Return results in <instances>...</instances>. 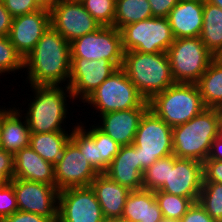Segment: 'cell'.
Segmentation results:
<instances>
[{"mask_svg":"<svg viewBox=\"0 0 222 222\" xmlns=\"http://www.w3.org/2000/svg\"><path fill=\"white\" fill-rule=\"evenodd\" d=\"M29 86L31 87L30 91L32 95L26 93L25 95L30 96V99L25 97V100H23L25 103L22 101V104L26 106L28 102L30 103H28L27 108H24L19 102L17 108L26 118L30 134L72 132L70 129H73V127L78 124L77 121L80 120V118L76 116V123L69 121L70 117H74L72 114L74 111L71 112L73 109L72 106H81L75 102L70 88L63 85H28V87ZM68 102H72L70 103L72 106H70ZM20 104L21 106L19 107ZM69 111L71 115H69ZM68 123L73 125L72 128Z\"/></svg>","mask_w":222,"mask_h":222,"instance_id":"6da1fadb","label":"cell"},{"mask_svg":"<svg viewBox=\"0 0 222 222\" xmlns=\"http://www.w3.org/2000/svg\"><path fill=\"white\" fill-rule=\"evenodd\" d=\"M24 71L25 84L68 86L71 73L70 43L50 25L24 59Z\"/></svg>","mask_w":222,"mask_h":222,"instance_id":"7a4b0ae2","label":"cell"},{"mask_svg":"<svg viewBox=\"0 0 222 222\" xmlns=\"http://www.w3.org/2000/svg\"><path fill=\"white\" fill-rule=\"evenodd\" d=\"M221 132V109L205 108L190 121L173 127V155L203 163L208 158L211 144Z\"/></svg>","mask_w":222,"mask_h":222,"instance_id":"3957f363","label":"cell"},{"mask_svg":"<svg viewBox=\"0 0 222 222\" xmlns=\"http://www.w3.org/2000/svg\"><path fill=\"white\" fill-rule=\"evenodd\" d=\"M122 69L146 101L175 83L167 52H124Z\"/></svg>","mask_w":222,"mask_h":222,"instance_id":"277c9868","label":"cell"},{"mask_svg":"<svg viewBox=\"0 0 222 222\" xmlns=\"http://www.w3.org/2000/svg\"><path fill=\"white\" fill-rule=\"evenodd\" d=\"M148 103L149 110L172 128L190 121L206 108L195 83H174Z\"/></svg>","mask_w":222,"mask_h":222,"instance_id":"5b68a950","label":"cell"},{"mask_svg":"<svg viewBox=\"0 0 222 222\" xmlns=\"http://www.w3.org/2000/svg\"><path fill=\"white\" fill-rule=\"evenodd\" d=\"M82 107H91L92 114L128 110L133 108H149V103L140 94L135 85L130 81L126 72L119 68L109 76L90 96L83 102ZM87 105H86V104Z\"/></svg>","mask_w":222,"mask_h":222,"instance_id":"8992f818","label":"cell"},{"mask_svg":"<svg viewBox=\"0 0 222 222\" xmlns=\"http://www.w3.org/2000/svg\"><path fill=\"white\" fill-rule=\"evenodd\" d=\"M167 56L175 83H196L214 60L200 37L175 39Z\"/></svg>","mask_w":222,"mask_h":222,"instance_id":"52a82bcc","label":"cell"},{"mask_svg":"<svg viewBox=\"0 0 222 222\" xmlns=\"http://www.w3.org/2000/svg\"><path fill=\"white\" fill-rule=\"evenodd\" d=\"M172 129L151 110L144 113L133 142L138 149L139 168L143 172L158 159L173 154Z\"/></svg>","mask_w":222,"mask_h":222,"instance_id":"ba28073f","label":"cell"},{"mask_svg":"<svg viewBox=\"0 0 222 222\" xmlns=\"http://www.w3.org/2000/svg\"><path fill=\"white\" fill-rule=\"evenodd\" d=\"M120 32L124 52H167L175 40L169 21L164 17H152L125 25Z\"/></svg>","mask_w":222,"mask_h":222,"instance_id":"9c48e42d","label":"cell"},{"mask_svg":"<svg viewBox=\"0 0 222 222\" xmlns=\"http://www.w3.org/2000/svg\"><path fill=\"white\" fill-rule=\"evenodd\" d=\"M71 58L106 59L122 68L124 50L122 35L114 26H101L96 31L74 39L70 43Z\"/></svg>","mask_w":222,"mask_h":222,"instance_id":"30bf717a","label":"cell"},{"mask_svg":"<svg viewBox=\"0 0 222 222\" xmlns=\"http://www.w3.org/2000/svg\"><path fill=\"white\" fill-rule=\"evenodd\" d=\"M11 184L16 195L18 210L35 213L57 222L59 190L56 185L18 178H13Z\"/></svg>","mask_w":222,"mask_h":222,"instance_id":"8fae6325","label":"cell"},{"mask_svg":"<svg viewBox=\"0 0 222 222\" xmlns=\"http://www.w3.org/2000/svg\"><path fill=\"white\" fill-rule=\"evenodd\" d=\"M57 222H106L91 186L59 191Z\"/></svg>","mask_w":222,"mask_h":222,"instance_id":"7c38bea8","label":"cell"},{"mask_svg":"<svg viewBox=\"0 0 222 222\" xmlns=\"http://www.w3.org/2000/svg\"><path fill=\"white\" fill-rule=\"evenodd\" d=\"M50 24L69 43L101 27L80 0H61L52 6Z\"/></svg>","mask_w":222,"mask_h":222,"instance_id":"4fadbf2b","label":"cell"},{"mask_svg":"<svg viewBox=\"0 0 222 222\" xmlns=\"http://www.w3.org/2000/svg\"><path fill=\"white\" fill-rule=\"evenodd\" d=\"M119 68L106 59L86 60L71 58L68 87L74 100L80 104ZM79 100V101H77Z\"/></svg>","mask_w":222,"mask_h":222,"instance_id":"5bb4252c","label":"cell"},{"mask_svg":"<svg viewBox=\"0 0 222 222\" xmlns=\"http://www.w3.org/2000/svg\"><path fill=\"white\" fill-rule=\"evenodd\" d=\"M204 181L203 163L194 159L169 156L168 181L159 189L197 202Z\"/></svg>","mask_w":222,"mask_h":222,"instance_id":"9a60e30c","label":"cell"},{"mask_svg":"<svg viewBox=\"0 0 222 222\" xmlns=\"http://www.w3.org/2000/svg\"><path fill=\"white\" fill-rule=\"evenodd\" d=\"M56 188L61 191L73 187L90 186L99 174L79 148L69 140L54 165Z\"/></svg>","mask_w":222,"mask_h":222,"instance_id":"2e32d148","label":"cell"},{"mask_svg":"<svg viewBox=\"0 0 222 222\" xmlns=\"http://www.w3.org/2000/svg\"><path fill=\"white\" fill-rule=\"evenodd\" d=\"M50 9H41L13 18L8 38L25 59L50 27Z\"/></svg>","mask_w":222,"mask_h":222,"instance_id":"e0dca14e","label":"cell"},{"mask_svg":"<svg viewBox=\"0 0 222 222\" xmlns=\"http://www.w3.org/2000/svg\"><path fill=\"white\" fill-rule=\"evenodd\" d=\"M149 108H133L99 115L94 124L121 146L132 145L139 122ZM98 120L97 122H95Z\"/></svg>","mask_w":222,"mask_h":222,"instance_id":"ac0fdd59","label":"cell"},{"mask_svg":"<svg viewBox=\"0 0 222 222\" xmlns=\"http://www.w3.org/2000/svg\"><path fill=\"white\" fill-rule=\"evenodd\" d=\"M15 104L0 105V147L12 154L29 146L30 141L27 120Z\"/></svg>","mask_w":222,"mask_h":222,"instance_id":"d6986e66","label":"cell"},{"mask_svg":"<svg viewBox=\"0 0 222 222\" xmlns=\"http://www.w3.org/2000/svg\"><path fill=\"white\" fill-rule=\"evenodd\" d=\"M204 0H179L167 19L175 39L200 37Z\"/></svg>","mask_w":222,"mask_h":222,"instance_id":"ffe728a7","label":"cell"},{"mask_svg":"<svg viewBox=\"0 0 222 222\" xmlns=\"http://www.w3.org/2000/svg\"><path fill=\"white\" fill-rule=\"evenodd\" d=\"M104 174L131 191L143 189V171L139 168L138 149L133 144L121 146Z\"/></svg>","mask_w":222,"mask_h":222,"instance_id":"44dd1931","label":"cell"},{"mask_svg":"<svg viewBox=\"0 0 222 222\" xmlns=\"http://www.w3.org/2000/svg\"><path fill=\"white\" fill-rule=\"evenodd\" d=\"M90 186L95 192L104 218L106 220L121 219L131 190L113 181L104 173L98 174Z\"/></svg>","mask_w":222,"mask_h":222,"instance_id":"7402d4cb","label":"cell"},{"mask_svg":"<svg viewBox=\"0 0 222 222\" xmlns=\"http://www.w3.org/2000/svg\"><path fill=\"white\" fill-rule=\"evenodd\" d=\"M14 178L56 185L54 165L44 160L30 146L14 154Z\"/></svg>","mask_w":222,"mask_h":222,"instance_id":"603a6c76","label":"cell"},{"mask_svg":"<svg viewBox=\"0 0 222 222\" xmlns=\"http://www.w3.org/2000/svg\"><path fill=\"white\" fill-rule=\"evenodd\" d=\"M162 212L154 191L133 190L129 193L120 220L125 222H160Z\"/></svg>","mask_w":222,"mask_h":222,"instance_id":"cb8c5ba5","label":"cell"},{"mask_svg":"<svg viewBox=\"0 0 222 222\" xmlns=\"http://www.w3.org/2000/svg\"><path fill=\"white\" fill-rule=\"evenodd\" d=\"M71 132L30 134L29 146L44 160L55 165L70 140Z\"/></svg>","mask_w":222,"mask_h":222,"instance_id":"d4e9b609","label":"cell"},{"mask_svg":"<svg viewBox=\"0 0 222 222\" xmlns=\"http://www.w3.org/2000/svg\"><path fill=\"white\" fill-rule=\"evenodd\" d=\"M206 108L222 109V65L213 60L195 83Z\"/></svg>","mask_w":222,"mask_h":222,"instance_id":"484cf974","label":"cell"},{"mask_svg":"<svg viewBox=\"0 0 222 222\" xmlns=\"http://www.w3.org/2000/svg\"><path fill=\"white\" fill-rule=\"evenodd\" d=\"M200 40L213 55L222 47V9L206 1Z\"/></svg>","mask_w":222,"mask_h":222,"instance_id":"4316f807","label":"cell"},{"mask_svg":"<svg viewBox=\"0 0 222 222\" xmlns=\"http://www.w3.org/2000/svg\"><path fill=\"white\" fill-rule=\"evenodd\" d=\"M83 121H79L78 124L95 140L96 152H97V172L105 173L113 158L119 152L121 147L116 141H114L109 135L101 131L95 124H89ZM88 128V129H86Z\"/></svg>","mask_w":222,"mask_h":222,"instance_id":"83f0119b","label":"cell"},{"mask_svg":"<svg viewBox=\"0 0 222 222\" xmlns=\"http://www.w3.org/2000/svg\"><path fill=\"white\" fill-rule=\"evenodd\" d=\"M152 17V9L148 0H116L113 26L120 30L125 25Z\"/></svg>","mask_w":222,"mask_h":222,"instance_id":"f1b7e54d","label":"cell"},{"mask_svg":"<svg viewBox=\"0 0 222 222\" xmlns=\"http://www.w3.org/2000/svg\"><path fill=\"white\" fill-rule=\"evenodd\" d=\"M156 201L163 218L180 221L193 201L190 198L169 194L163 191H154Z\"/></svg>","mask_w":222,"mask_h":222,"instance_id":"f546056e","label":"cell"},{"mask_svg":"<svg viewBox=\"0 0 222 222\" xmlns=\"http://www.w3.org/2000/svg\"><path fill=\"white\" fill-rule=\"evenodd\" d=\"M198 202L214 220L220 222L222 219V184L203 182Z\"/></svg>","mask_w":222,"mask_h":222,"instance_id":"4dcf8cb0","label":"cell"},{"mask_svg":"<svg viewBox=\"0 0 222 222\" xmlns=\"http://www.w3.org/2000/svg\"><path fill=\"white\" fill-rule=\"evenodd\" d=\"M10 72L23 73L24 59L16 51L8 36L0 37V78L4 76L6 80L5 75H10Z\"/></svg>","mask_w":222,"mask_h":222,"instance_id":"1f68e13d","label":"cell"},{"mask_svg":"<svg viewBox=\"0 0 222 222\" xmlns=\"http://www.w3.org/2000/svg\"><path fill=\"white\" fill-rule=\"evenodd\" d=\"M169 175V156L158 159L143 172V189L156 191L159 190Z\"/></svg>","mask_w":222,"mask_h":222,"instance_id":"d6a6232c","label":"cell"},{"mask_svg":"<svg viewBox=\"0 0 222 222\" xmlns=\"http://www.w3.org/2000/svg\"><path fill=\"white\" fill-rule=\"evenodd\" d=\"M85 10L101 25L113 26L116 0H80Z\"/></svg>","mask_w":222,"mask_h":222,"instance_id":"836d02e7","label":"cell"},{"mask_svg":"<svg viewBox=\"0 0 222 222\" xmlns=\"http://www.w3.org/2000/svg\"><path fill=\"white\" fill-rule=\"evenodd\" d=\"M70 140L84 154L90 165L97 171V152L95 140L79 125L73 127Z\"/></svg>","mask_w":222,"mask_h":222,"instance_id":"e575fe53","label":"cell"},{"mask_svg":"<svg viewBox=\"0 0 222 222\" xmlns=\"http://www.w3.org/2000/svg\"><path fill=\"white\" fill-rule=\"evenodd\" d=\"M16 211H18V205L13 185L0 184V220Z\"/></svg>","mask_w":222,"mask_h":222,"instance_id":"d590c367","label":"cell"},{"mask_svg":"<svg viewBox=\"0 0 222 222\" xmlns=\"http://www.w3.org/2000/svg\"><path fill=\"white\" fill-rule=\"evenodd\" d=\"M3 4L13 18L42 8L38 0H4Z\"/></svg>","mask_w":222,"mask_h":222,"instance_id":"8d00e7d4","label":"cell"},{"mask_svg":"<svg viewBox=\"0 0 222 222\" xmlns=\"http://www.w3.org/2000/svg\"><path fill=\"white\" fill-rule=\"evenodd\" d=\"M14 178V154L0 147V184L11 183Z\"/></svg>","mask_w":222,"mask_h":222,"instance_id":"74e56055","label":"cell"},{"mask_svg":"<svg viewBox=\"0 0 222 222\" xmlns=\"http://www.w3.org/2000/svg\"><path fill=\"white\" fill-rule=\"evenodd\" d=\"M203 182L222 184V160L206 159L203 162Z\"/></svg>","mask_w":222,"mask_h":222,"instance_id":"f35d334b","label":"cell"},{"mask_svg":"<svg viewBox=\"0 0 222 222\" xmlns=\"http://www.w3.org/2000/svg\"><path fill=\"white\" fill-rule=\"evenodd\" d=\"M180 222H217L214 220L199 204L193 202L188 208L187 212L183 215Z\"/></svg>","mask_w":222,"mask_h":222,"instance_id":"ab89813d","label":"cell"},{"mask_svg":"<svg viewBox=\"0 0 222 222\" xmlns=\"http://www.w3.org/2000/svg\"><path fill=\"white\" fill-rule=\"evenodd\" d=\"M0 222H52L50 219L31 212L16 211Z\"/></svg>","mask_w":222,"mask_h":222,"instance_id":"60d3db41","label":"cell"},{"mask_svg":"<svg viewBox=\"0 0 222 222\" xmlns=\"http://www.w3.org/2000/svg\"><path fill=\"white\" fill-rule=\"evenodd\" d=\"M152 9L153 17L167 18L172 8L179 0H148Z\"/></svg>","mask_w":222,"mask_h":222,"instance_id":"b9f144b4","label":"cell"},{"mask_svg":"<svg viewBox=\"0 0 222 222\" xmlns=\"http://www.w3.org/2000/svg\"><path fill=\"white\" fill-rule=\"evenodd\" d=\"M13 17L5 8L3 3H0V37L8 36Z\"/></svg>","mask_w":222,"mask_h":222,"instance_id":"7bdbcfd3","label":"cell"},{"mask_svg":"<svg viewBox=\"0 0 222 222\" xmlns=\"http://www.w3.org/2000/svg\"><path fill=\"white\" fill-rule=\"evenodd\" d=\"M207 159L222 160V132L214 139Z\"/></svg>","mask_w":222,"mask_h":222,"instance_id":"ee69618b","label":"cell"},{"mask_svg":"<svg viewBox=\"0 0 222 222\" xmlns=\"http://www.w3.org/2000/svg\"><path fill=\"white\" fill-rule=\"evenodd\" d=\"M61 0H38L42 7L51 8L52 6L59 3Z\"/></svg>","mask_w":222,"mask_h":222,"instance_id":"f6af8a7d","label":"cell"},{"mask_svg":"<svg viewBox=\"0 0 222 222\" xmlns=\"http://www.w3.org/2000/svg\"><path fill=\"white\" fill-rule=\"evenodd\" d=\"M214 60L222 65V47L217 51V53L214 55Z\"/></svg>","mask_w":222,"mask_h":222,"instance_id":"bcb514c9","label":"cell"},{"mask_svg":"<svg viewBox=\"0 0 222 222\" xmlns=\"http://www.w3.org/2000/svg\"><path fill=\"white\" fill-rule=\"evenodd\" d=\"M204 1L219 6L222 9V0H204Z\"/></svg>","mask_w":222,"mask_h":222,"instance_id":"7dc6e473","label":"cell"},{"mask_svg":"<svg viewBox=\"0 0 222 222\" xmlns=\"http://www.w3.org/2000/svg\"><path fill=\"white\" fill-rule=\"evenodd\" d=\"M160 222H180V221H177V220H174V219L163 218Z\"/></svg>","mask_w":222,"mask_h":222,"instance_id":"c3c4849f","label":"cell"},{"mask_svg":"<svg viewBox=\"0 0 222 222\" xmlns=\"http://www.w3.org/2000/svg\"><path fill=\"white\" fill-rule=\"evenodd\" d=\"M106 222H125V221H122L120 219H117V220H106Z\"/></svg>","mask_w":222,"mask_h":222,"instance_id":"681fc988","label":"cell"}]
</instances>
